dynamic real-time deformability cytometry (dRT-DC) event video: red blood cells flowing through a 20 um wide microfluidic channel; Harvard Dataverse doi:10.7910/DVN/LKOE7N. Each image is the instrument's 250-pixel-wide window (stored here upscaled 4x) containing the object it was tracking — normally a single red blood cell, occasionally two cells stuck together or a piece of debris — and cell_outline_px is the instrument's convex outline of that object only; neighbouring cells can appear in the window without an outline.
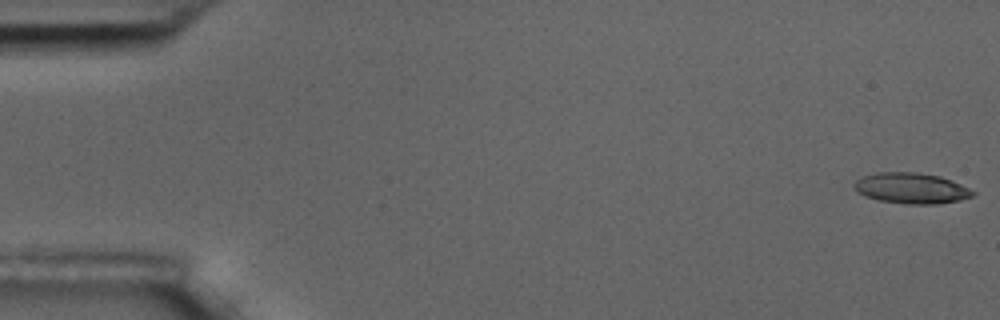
{"species": "common noctule bat (a hibernating species)", "species_latin": "Nyctalus noctula", "temperature_condition": "room temperature", "stored_images_in_passage": 56, "camera_frame_rate_fps": 3000, "um_per_image_px": 0.085, "animal": {"sex": "male", "body_mass_g": 17.5, "forearm_length_mm": 52.3}, "frame": {"image": 1, "passage_image": 1, "time_ms": 0.0, "image_size_px": [1000, 320], "cell_outline_px": [[976, 192], [972, 196], [960, 200], [936, 204], [904, 204], [876, 200], [864, 196], [852, 188], [852, 184], [856, 180], [864, 176], [876, 172], [916, 172], [940, 176], [952, 180]], "centroid_in_image_um": [77.42, 16.0], "position_along_channel_um": 7.6, "area_um2": 21.44}}
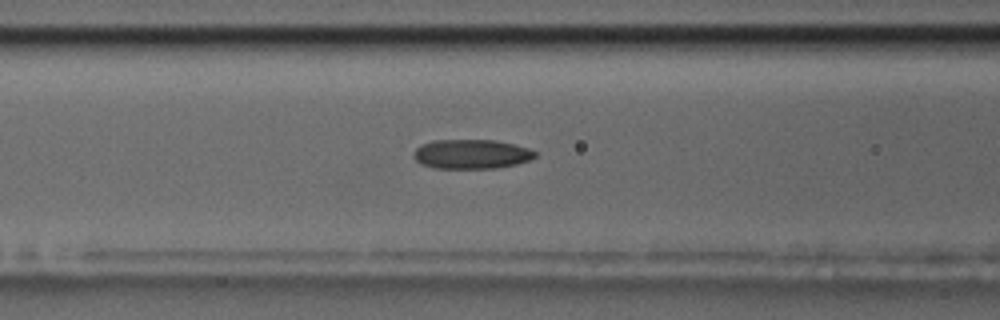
{"frame": {"image": 2, "passage_image": 23, "time_ms": 7.333, "image_size_px": [1000, 320], "cell_outline_px": [[536, 156], [528, 160], [516, 164], [496, 168], [432, 168], [420, 164], [412, 156], [412, 152], [420, 144], [432, 140], [496, 140], [528, 148], [536, 152]], "centroid_in_image_um": [40.0, 13.09], "position_along_channel_um": 126.6, "area_um2": 20.92}}
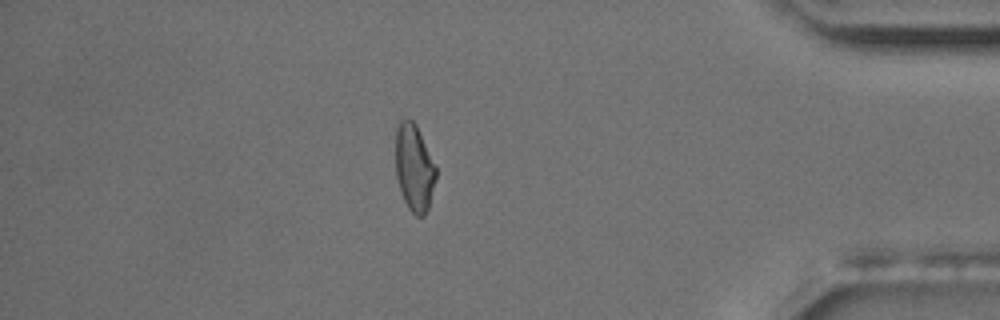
{"frame": {"image": 3, "passage_image": 49, "time_ms": 16.0, "image_size_px": [1000, 320], "cell_outline_px": [[436, 176], [428, 208], [424, 216], [416, 216], [408, 208], [404, 200], [396, 176], [396, 124], [400, 120], [412, 120], [416, 124], [436, 168]], "centroid_in_image_um": [35.19, 14.25], "position_along_channel_um": 400.0, "area_um2": 20.17}, "authors_computed_cell_mechanics": {"area_um2": 21.097, "velocity_mm_per_s": 3.5886, "shape_relaxation_time_tau1_ms": 6.2309, "shape_relaxation_time_tau2_ms": 5.1346, "deformation_change_tau1": 0.14, "deformation_change_tau2": 0.1287}}